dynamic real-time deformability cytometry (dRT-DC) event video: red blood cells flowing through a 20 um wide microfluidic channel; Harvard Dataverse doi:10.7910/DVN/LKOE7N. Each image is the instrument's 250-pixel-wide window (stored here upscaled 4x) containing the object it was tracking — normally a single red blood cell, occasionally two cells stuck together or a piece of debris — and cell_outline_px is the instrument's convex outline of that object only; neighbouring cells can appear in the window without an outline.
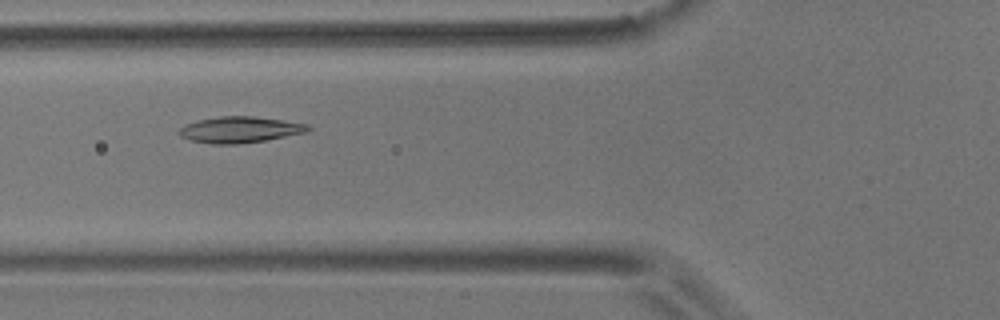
{"species": "common noctule bat (a hibernating species)", "species_latin": "Nyctalus noctula", "temperature_condition": "room temperature", "stored_images_in_passage": 7, "camera_frame_rate_fps": 3000, "um_per_image_px": 0.085, "animal": {"sex": "male", "body_mass_g": 17.9}, "frame": {"image": 1, "passage_image": 6, "time_ms": 6.333, "image_size_px": [1000, 320], "cell_outline_px": [[312, 128], [308, 132], [264, 140], [236, 144], [212, 144], [192, 140], [180, 136], [180, 128], [184, 124], [200, 120], [220, 116], [252, 116], [308, 124]], "centroid_in_image_um": [20.4, 11.02], "position_along_channel_um": 105.4, "area_um2": 19.36}}
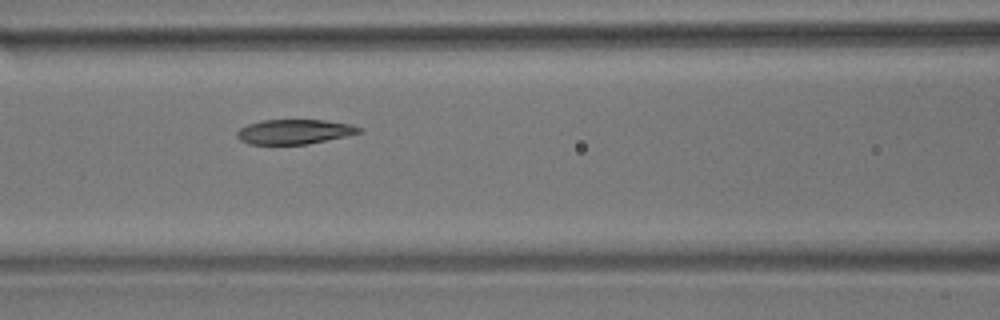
{"frame": {"image": 2, "passage_image": 7, "time_ms": 7.333, "image_size_px": [1000, 320], "cell_outline_px": [[364, 132], [308, 144], [248, 144], [240, 140], [236, 136], [236, 132], [240, 128], [248, 124], [260, 120], [324, 120], [352, 124], [364, 128]], "centroid_in_image_um": [25.05, 11.19], "position_along_channel_um": 141.6, "area_um2": 17.74}}